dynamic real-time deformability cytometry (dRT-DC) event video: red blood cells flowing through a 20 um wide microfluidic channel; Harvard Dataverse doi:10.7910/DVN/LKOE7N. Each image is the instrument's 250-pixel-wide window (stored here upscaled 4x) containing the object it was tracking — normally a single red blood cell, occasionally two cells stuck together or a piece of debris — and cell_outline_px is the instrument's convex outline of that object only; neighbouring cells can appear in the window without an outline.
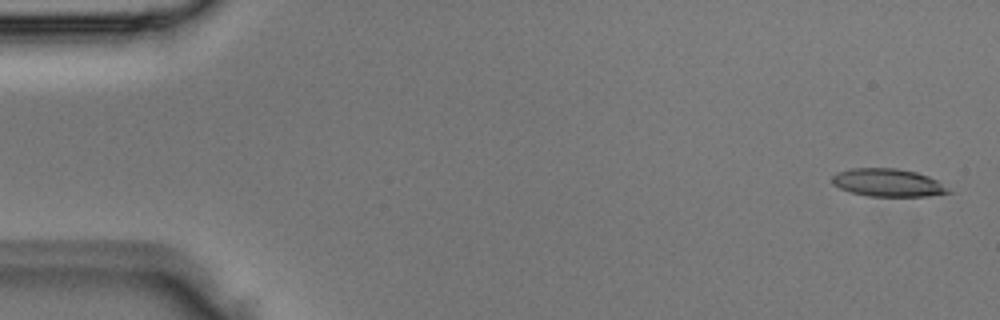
{"species": "Egyptian fruit bat (a non-hibernating species)", "species_latin": "Rousettus aegyptiacus", "temperature_condition": "room temperature", "stored_images_in_passage": 4, "camera_frame_rate_fps": 3000, "um_per_image_px": 0.085, "animal": {"sex": "male"}, "frame": {"image": 1, "passage_image": 1, "time_ms": 0.0, "image_size_px": [1000, 320], "cell_outline_px": [[956, 192], [928, 196], [868, 196], [852, 192], [840, 188], [832, 184], [832, 176], [836, 172], [848, 168], [896, 168], [916, 172], [928, 176], [936, 180]], "centroid_in_image_um": [75.48, 15.52], "position_along_channel_um": 9.5, "area_um2": 19.02}}
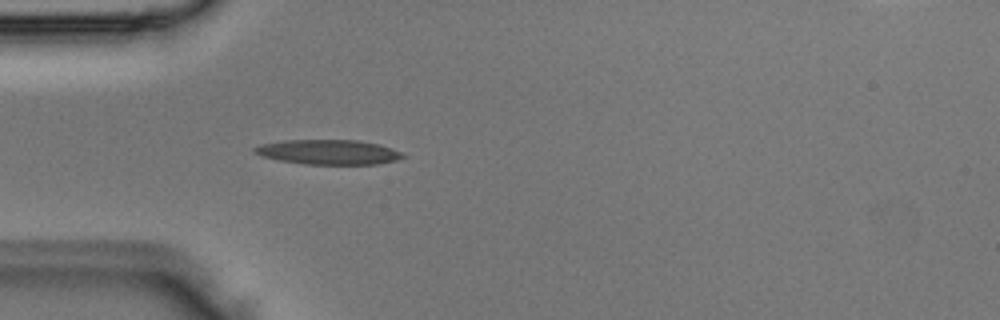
{"frame": {"image": 2, "passage_image": 4, "time_ms": 1.0, "image_size_px": [1000, 320], "cell_outline_px": [[408, 156], [396, 160], [376, 164], [304, 164], [280, 160], [264, 156], [252, 152], [252, 148], [260, 144], [284, 140], [360, 140], [380, 144], [392, 148]], "centroid_in_image_um": [27.93, 12.92], "position_along_channel_um": 57.1, "area_um2": 21.44}}